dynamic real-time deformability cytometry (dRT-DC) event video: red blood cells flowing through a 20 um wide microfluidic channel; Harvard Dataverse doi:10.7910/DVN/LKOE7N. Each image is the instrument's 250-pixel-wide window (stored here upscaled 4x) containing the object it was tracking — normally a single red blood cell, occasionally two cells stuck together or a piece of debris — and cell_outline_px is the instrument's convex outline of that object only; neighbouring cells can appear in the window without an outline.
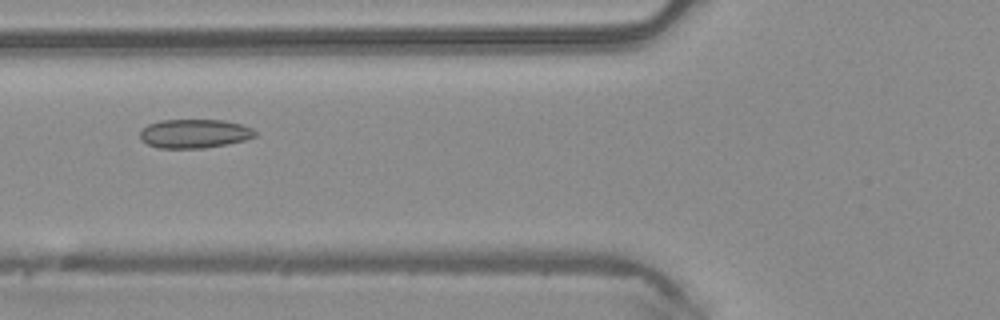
{"species": "common noctule bat (a hibernating species)", "species_latin": "Nyctalus noctula", "temperature_condition": "warm", "stored_images_in_passage": 49, "camera_frame_rate_fps": 3000, "um_per_image_px": 0.085, "animal": {"sex": "male", "body_mass_g": 20.4}, "frame": {"image": 1, "passage_image": 19, "time_ms": 6.0, "image_size_px": [1000, 320], "cell_outline_px": [[256, 136], [244, 140], [228, 144], [204, 148], [160, 148], [148, 144], [140, 140], [140, 132], [148, 124], [160, 120], [224, 120], [240, 124], [252, 128], [256, 132]], "centroid_in_image_um": [16.52, 11.36], "position_along_channel_um": 109.3, "area_um2": 19.36}}
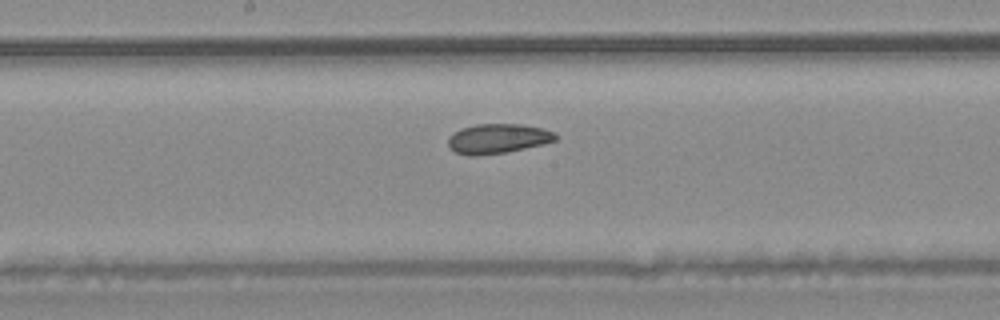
{"frame": {"image": 2, "passage_image": 26, "time_ms": 8.333, "image_size_px": [1000, 320], "cell_outline_px": [[560, 136], [556, 140], [544, 144], [504, 152], [476, 156], [468, 156], [452, 152], [448, 148], [448, 140], [452, 132], [460, 128], [476, 124], [520, 124], [544, 128], [556, 132]], "centroid_in_image_um": [42.3, 11.78], "position_along_channel_um": 205.9, "area_um2": 18.96}}
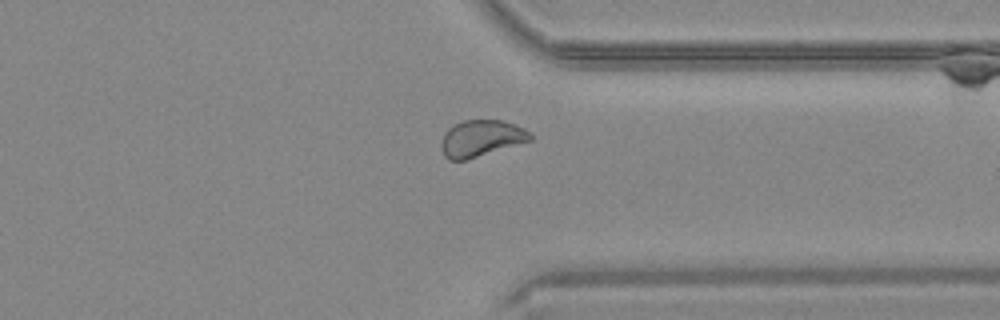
{"frame": {"image": 3, "passage_image": 38, "time_ms": 12.333, "image_size_px": [1000, 320], "cell_outline_px": [[532, 140], [468, 160], [448, 160], [444, 156], [440, 144], [444, 132], [452, 124], [460, 120], [500, 120], [524, 128], [532, 132]], "centroid_in_image_um": [40.87, 11.76], "position_along_channel_um": 370.5, "area_um2": 19.25}, "authors_computed_cell_mechanics": {"area_um2": 20.1144, "velocity_mm_per_s": 4.1327, "shape_relaxation_time_tau1_ms": null, "shape_relaxation_time_tau2_ms": 2.8788, "deformation_change_tau1": null, "deformation_change_tau2": 0.0586}}